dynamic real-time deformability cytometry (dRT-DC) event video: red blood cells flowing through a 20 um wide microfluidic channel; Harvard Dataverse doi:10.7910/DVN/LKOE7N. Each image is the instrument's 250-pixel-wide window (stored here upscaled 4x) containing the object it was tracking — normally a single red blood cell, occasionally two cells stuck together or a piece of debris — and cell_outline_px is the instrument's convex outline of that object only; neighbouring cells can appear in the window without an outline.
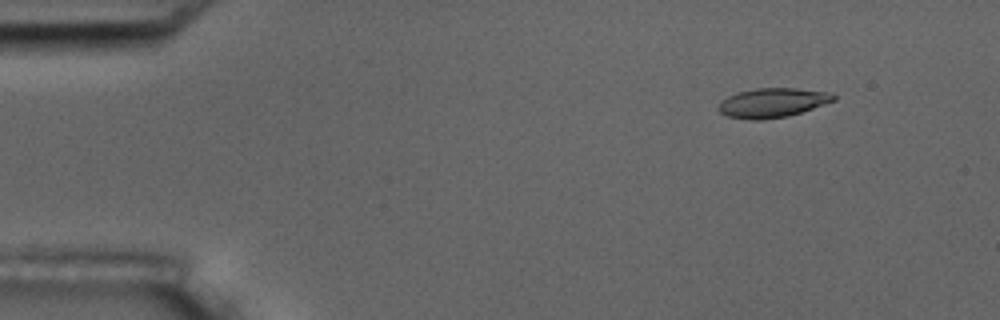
{"species": "common noctule bat (a hibernating species)", "species_latin": "Nyctalus noctula", "temperature_condition": "room temperature", "stored_images_in_passage": 4, "camera_frame_rate_fps": 3000, "um_per_image_px": 0.085, "animal": {"sex": "male", "body_mass_g": 17.5, "forearm_length_mm": 52.3}, "frame": {"image": 1, "passage_image": 2, "time_ms": 1.333, "image_size_px": [1000, 320], "cell_outline_px": [[836, 100], [788, 116], [760, 120], [752, 120], [728, 116], [720, 112], [716, 108], [728, 96], [740, 92], [756, 88], [796, 88], [828, 92], [836, 96]], "centroid_in_image_um": [65.67, 8.73], "position_along_channel_um": 19.3, "area_um2": 19.42}}
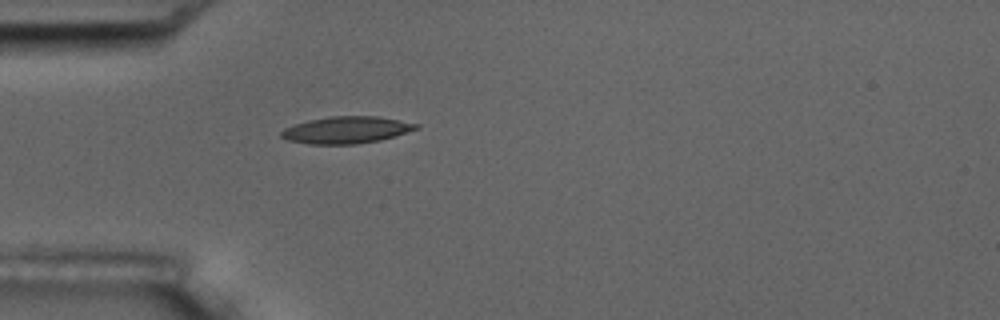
{"frame": {"image": 2, "passage_image": 4, "time_ms": 4.667, "image_size_px": [1000, 320], "cell_outline_px": [[420, 128], [396, 136], [380, 140], [356, 144], [312, 144], [288, 140], [280, 136], [280, 132], [284, 128], [308, 120], [332, 116], [376, 116], [420, 124]], "centroid_in_image_um": [29.47, 11.04], "position_along_channel_um": 55.5, "area_um2": 21.1}}